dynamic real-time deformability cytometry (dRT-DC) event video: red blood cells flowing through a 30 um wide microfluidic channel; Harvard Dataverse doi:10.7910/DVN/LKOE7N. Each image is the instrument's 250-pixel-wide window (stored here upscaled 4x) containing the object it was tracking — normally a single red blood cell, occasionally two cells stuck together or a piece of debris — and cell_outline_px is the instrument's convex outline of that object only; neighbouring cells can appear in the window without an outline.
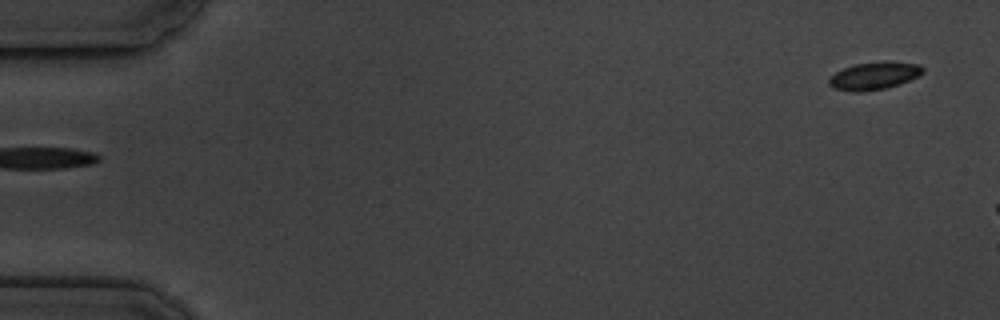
{"species": "common noctule bat (a hibernating species)", "species_latin": "Nyctalus noctula", "temperature_condition": "cold", "stored_images_in_passage": 2, "camera_frame_rate_fps": 3000, "um_per_image_px": 0.085, "animal": {"sex": "male", "body_mass_g": 19.5, "forearm_length_mm": 54.6}, "frame": {"image": 1, "passage_image": 2, "time_ms": 1.0, "image_size_px": [1000, 320], "cell_outline_px": [[924, 72], [920, 76], [900, 84], [884, 88], [860, 92], [852, 92], [832, 88], [828, 84], [828, 76], [844, 68], [856, 64], [884, 60], [920, 64], [924, 68]], "centroid_in_image_um": [74.31, 6.43], "position_along_channel_um": 10.7, "area_um2": 15.43}}